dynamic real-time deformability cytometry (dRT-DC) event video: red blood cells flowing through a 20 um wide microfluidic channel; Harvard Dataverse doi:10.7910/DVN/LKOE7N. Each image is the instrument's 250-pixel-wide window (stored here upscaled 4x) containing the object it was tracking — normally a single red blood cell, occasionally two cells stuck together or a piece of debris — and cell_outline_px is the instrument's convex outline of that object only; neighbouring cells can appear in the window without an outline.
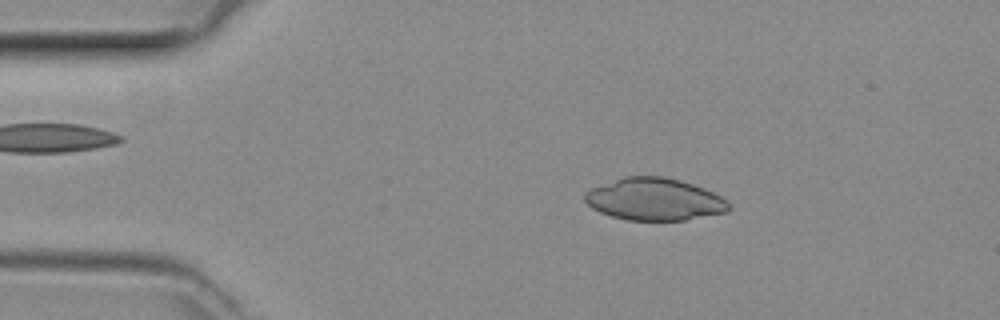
{"species": "common noctule bat (a hibernating species)", "species_latin": "Nyctalus noctula", "temperature_condition": "room temperature", "stored_images_in_passage": 47, "camera_frame_rate_fps": 3000, "um_per_image_px": 0.085, "animal": {"sex": "female", "body_mass_g": 29.2, "forearm_length_mm": 56.3}, "frame": {"image": 1, "passage_image": 8, "time_ms": 2.333, "image_size_px": [1000, 320], "cell_outline_px": [[728, 208], [724, 212], [684, 220], [628, 220], [612, 216], [600, 212], [592, 208], [584, 200], [584, 192], [592, 188], [624, 176], [664, 176], [680, 180], [704, 188], [728, 200]], "centroid_in_image_um": [55.59, 16.93], "position_along_channel_um": 29.4, "area_um2": 35.14}}
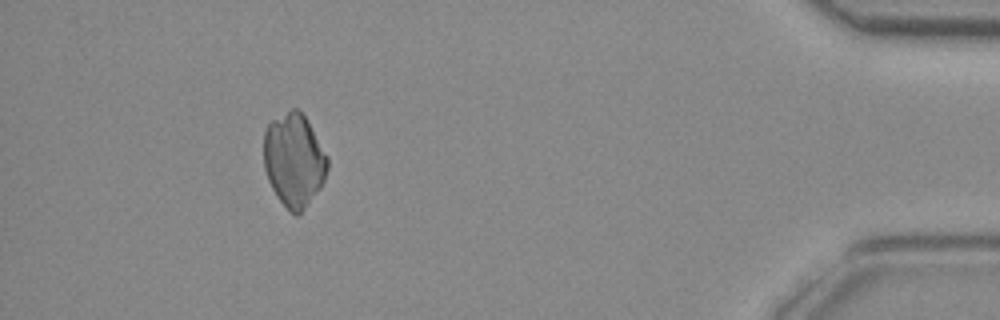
{"frame": {"image": 2, "passage_image": 43, "time_ms": 14.0, "image_size_px": [1000, 320], "cell_outline_px": [[328, 168], [324, 180], [320, 188], [300, 212], [296, 216], [276, 196], [268, 180], [264, 168], [264, 132], [268, 124], [272, 120], [292, 108], [296, 108], [304, 116], [328, 156]], "centroid_in_image_um": [24.98, 13.59], "position_along_channel_um": 410.2, "area_um2": 34.22}}